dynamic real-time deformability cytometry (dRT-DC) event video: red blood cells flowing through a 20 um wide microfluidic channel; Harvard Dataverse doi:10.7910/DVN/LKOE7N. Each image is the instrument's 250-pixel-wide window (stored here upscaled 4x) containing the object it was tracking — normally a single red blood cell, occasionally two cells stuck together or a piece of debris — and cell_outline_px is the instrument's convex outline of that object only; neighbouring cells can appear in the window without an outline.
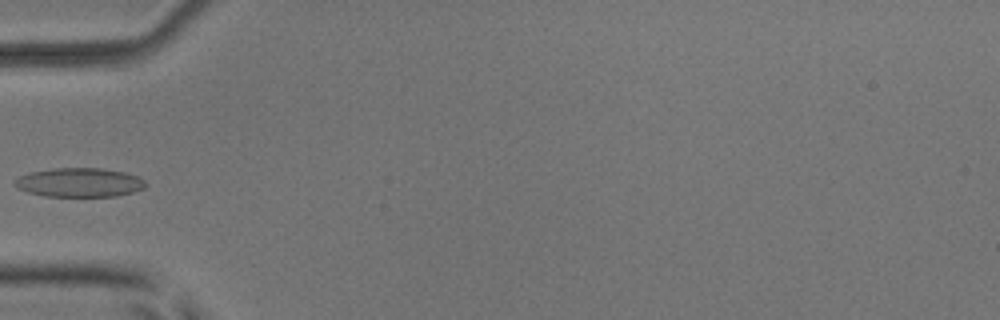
{"species": "common noctule bat (a hibernating species)", "species_latin": "Nyctalus noctula", "temperature_condition": "room temperature", "stored_images_in_passage": 6, "camera_frame_rate_fps": 3000, "um_per_image_px": 0.085, "animal": {"sex": "male", "body_mass_g": 17.9, "forearm_length_mm": 54.2}, "frame": {"image": 1, "passage_image": 5, "time_ms": 4.667, "image_size_px": [1000, 320], "cell_outline_px": [[148, 184], [144, 188], [132, 192], [116, 196], [48, 196], [28, 192], [16, 188], [12, 184], [20, 176], [32, 172], [52, 168], [100, 168], [124, 172], [140, 176]], "centroid_in_image_um": [6.78, 15.5], "position_along_channel_um": 78.2, "area_um2": 22.14}}
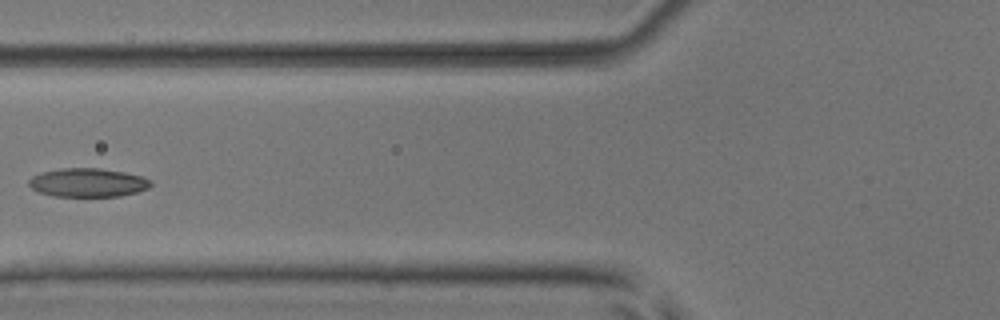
{"frame": {"image": 2, "passage_image": 6, "time_ms": 5.667, "image_size_px": [1000, 320], "cell_outline_px": [[152, 184], [148, 188], [136, 192], [120, 196], [52, 196], [40, 192], [32, 188], [28, 184], [28, 180], [32, 176], [40, 172], [60, 168], [100, 168], [124, 172], [140, 176], [152, 180]], "centroid_in_image_um": [7.45, 15.51], "position_along_channel_um": 118.4, "area_um2": 20.4}}